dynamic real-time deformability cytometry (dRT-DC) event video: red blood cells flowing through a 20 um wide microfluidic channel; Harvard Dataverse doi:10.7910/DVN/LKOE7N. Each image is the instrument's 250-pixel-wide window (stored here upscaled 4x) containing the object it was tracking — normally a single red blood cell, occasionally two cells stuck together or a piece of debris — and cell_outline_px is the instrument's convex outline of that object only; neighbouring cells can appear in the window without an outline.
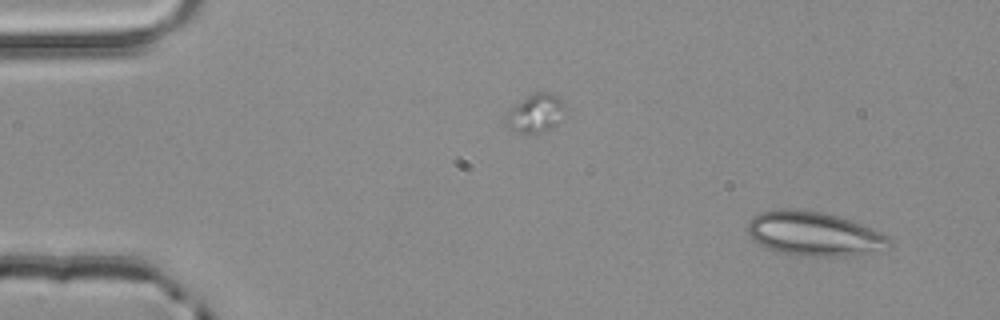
{"species": "common noctule bat (a hibernating species)", "species_latin": "Nyctalus noctula", "temperature_condition": "room temperature", "stored_images_in_passage": 4, "camera_frame_rate_fps": 3000, "um_per_image_px": 0.085, "animal": {"sex": "male", "body_mass_g": 20.4}, "frame": {"image": 1, "passage_image": 1, "time_ms": 0.0, "image_size_px": [1000, 320], "cell_outline_px": [[892, 244], [860, 252], [832, 256], [792, 256], [768, 248], [760, 244], [748, 236], [748, 224], [752, 216], [760, 212], [780, 208], [800, 208], [820, 212], [836, 216], [860, 224], [880, 232], [888, 236], [892, 240]], "centroid_in_image_um": [69.05, 19.84], "position_along_channel_um": 15.9, "area_um2": 35.72}}